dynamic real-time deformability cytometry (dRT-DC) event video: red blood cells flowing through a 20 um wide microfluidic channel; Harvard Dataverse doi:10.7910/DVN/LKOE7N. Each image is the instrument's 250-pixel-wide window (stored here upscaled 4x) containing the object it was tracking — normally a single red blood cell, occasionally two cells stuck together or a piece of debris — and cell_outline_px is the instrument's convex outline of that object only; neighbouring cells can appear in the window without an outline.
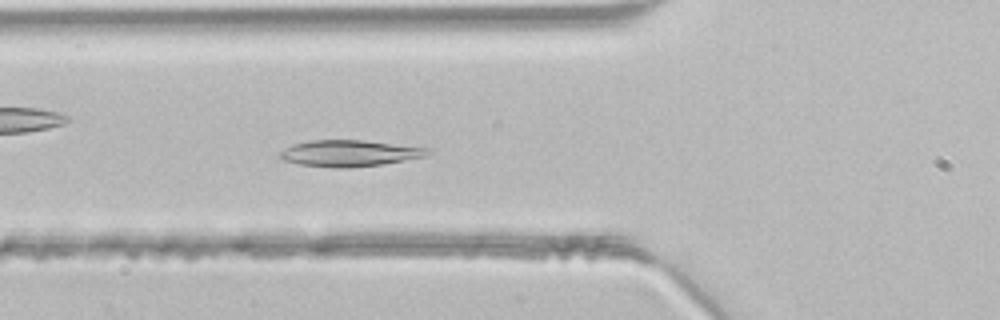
{"species": "common noctule bat (a hibernating species)", "species_latin": "Nyctalus noctula", "temperature_condition": "room temperature", "stored_images_in_passage": 34, "camera_frame_rate_fps": 3000, "um_per_image_px": 0.085, "animal": {"sex": "male", "body_mass_g": 21.5, "forearm_length_mm": 52.0}, "frame": {"image": 1, "passage_image": 12, "time_ms": 3.667, "image_size_px": [1000, 320], "cell_outline_px": [[432, 152], [424, 156], [384, 164], [348, 168], [332, 168], [300, 164], [284, 160], [280, 156], [280, 152], [284, 148], [308, 140], [364, 140], [432, 148]], "centroid_in_image_um": [29.75, 13.02], "position_along_channel_um": 96.1, "area_um2": 22.72}}
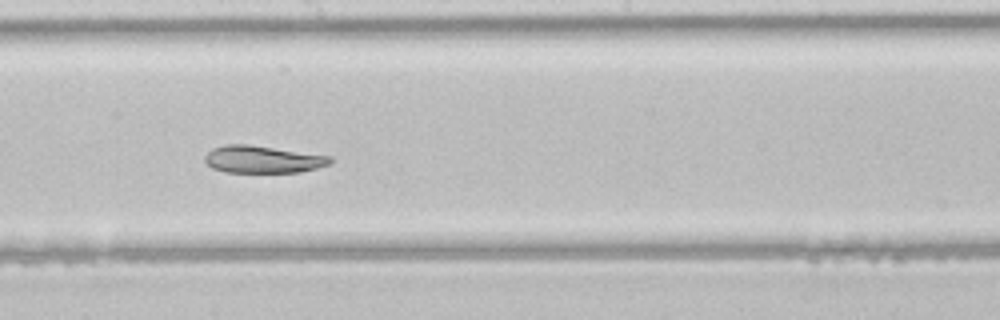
{"frame": {"image": 2, "passage_image": 21, "time_ms": 6.667, "image_size_px": [1000, 320], "cell_outline_px": [[332, 160], [328, 164], [316, 168], [300, 172], [224, 172], [212, 168], [204, 160], [204, 156], [212, 148], [224, 144], [248, 144], [332, 156]], "centroid_in_image_um": [22.3, 13.54], "position_along_channel_um": 225.9, "area_um2": 19.94}}
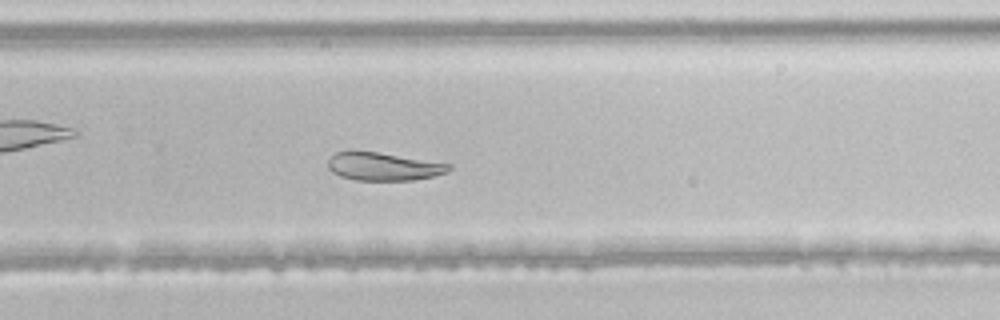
{"frame": {"image": 3, "passage_image": 26, "time_ms": 8.333, "image_size_px": [1000, 320], "cell_outline_px": [[452, 168], [448, 172], [432, 176], [412, 180], [356, 180], [340, 176], [332, 172], [328, 168], [328, 160], [336, 152], [352, 148], [452, 164]], "centroid_in_image_um": [32.54, 14.12], "position_along_channel_um": 297.3, "area_um2": 20.06}}